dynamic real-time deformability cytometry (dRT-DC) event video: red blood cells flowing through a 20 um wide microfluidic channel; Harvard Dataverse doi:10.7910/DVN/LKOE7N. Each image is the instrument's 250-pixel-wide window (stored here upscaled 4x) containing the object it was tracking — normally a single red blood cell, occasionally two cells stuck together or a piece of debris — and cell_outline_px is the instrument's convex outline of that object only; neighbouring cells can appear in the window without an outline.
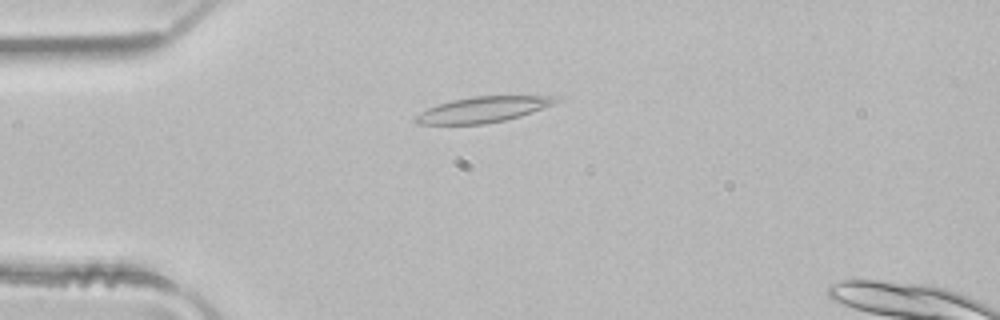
{"species": "common noctule bat (a hibernating species)", "species_latin": "Nyctalus noctula", "temperature_condition": "room temperature", "stored_images_in_passage": 5, "camera_frame_rate_fps": 3000, "um_per_image_px": 0.085, "animal": {"sex": "male", "body_mass_g": 21.5, "forearm_length_mm": 52.0}, "frame": {"image": 1, "passage_image": 4, "time_ms": 1.0, "image_size_px": [1000, 320], "cell_outline_px": [[564, 100], [544, 108], [520, 116], [504, 120], [484, 124], [416, 124], [412, 120], [420, 112], [436, 104], [452, 100], [472, 96], [560, 96]], "centroid_in_image_um": [41.08, 9.3], "position_along_channel_um": 43.9, "area_um2": 21.15}}